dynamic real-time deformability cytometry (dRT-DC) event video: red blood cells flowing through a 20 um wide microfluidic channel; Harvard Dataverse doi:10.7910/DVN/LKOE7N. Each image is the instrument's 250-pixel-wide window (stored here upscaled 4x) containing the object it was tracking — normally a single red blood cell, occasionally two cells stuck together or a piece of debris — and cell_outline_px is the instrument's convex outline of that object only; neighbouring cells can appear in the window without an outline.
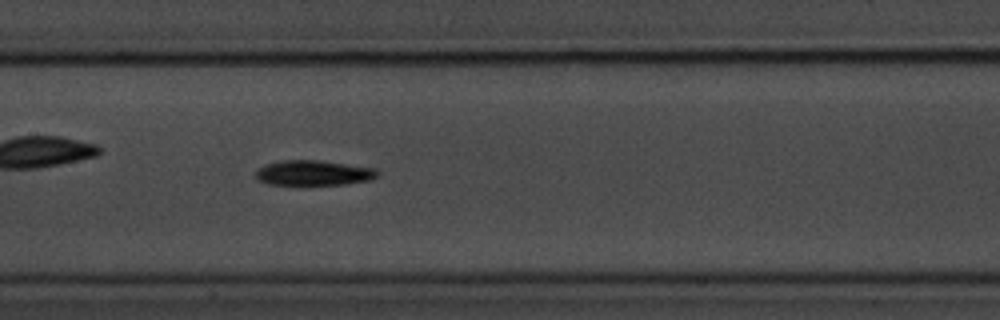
{"species": "common noctule bat (a hibernating species)", "species_latin": "Nyctalus noctula", "temperature_condition": "room temperature", "stored_images_in_passage": 50, "camera_frame_rate_fps": 3000, "um_per_image_px": 0.085, "animal": {"sex": "male", "body_mass_g": 20.1, "forearm_length_mm": 53.5}, "frame": {"image": 1, "passage_image": 22, "time_ms": 7.0, "image_size_px": [1000, 320], "cell_outline_px": [[380, 172], [376, 176], [368, 180], [344, 184], [268, 184], [256, 180], [256, 172], [264, 164], [280, 160], [320, 160], [376, 168]], "centroid_in_image_um": [26.63, 14.68], "position_along_channel_um": 180.8, "area_um2": 17.74}, "authors_computed_cell_mechanics": {"area_um2": 16.9354, "velocity_mm_per_s": 3.7125, "shape_relaxation_time_tau1_ms": 1.6778, "shape_relaxation_time_tau2_ms": null, "deformation_change_tau1": 0.1102, "deformation_change_tau2": null}}